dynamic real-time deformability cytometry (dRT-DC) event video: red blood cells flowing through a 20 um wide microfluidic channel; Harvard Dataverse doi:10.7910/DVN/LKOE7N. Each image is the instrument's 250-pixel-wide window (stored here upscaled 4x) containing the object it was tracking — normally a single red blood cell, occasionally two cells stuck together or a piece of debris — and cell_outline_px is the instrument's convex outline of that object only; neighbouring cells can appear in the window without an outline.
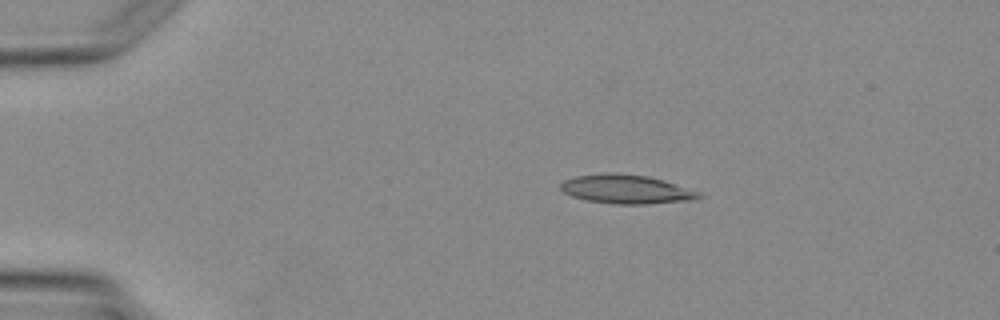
{"species": "Egyptian fruit bat (a non-hibernating species)", "species_latin": "Rousettus aegyptiacus", "temperature_condition": "warm", "stored_images_in_passage": 3, "camera_frame_rate_fps": 3000, "um_per_image_px": 0.085, "animal": {"sex": "female"}, "frame": {"image": 1, "passage_image": 2, "time_ms": 1.333, "image_size_px": [1000, 320], "cell_outline_px": [[704, 196], [700, 200], [648, 204], [612, 204], [588, 200], [572, 196], [564, 192], [560, 188], [560, 184], [564, 180], [576, 176], [648, 176], [664, 180], [700, 192]], "centroid_in_image_um": [53.36, 16.15], "position_along_channel_um": 31.6, "area_um2": 22.48}}